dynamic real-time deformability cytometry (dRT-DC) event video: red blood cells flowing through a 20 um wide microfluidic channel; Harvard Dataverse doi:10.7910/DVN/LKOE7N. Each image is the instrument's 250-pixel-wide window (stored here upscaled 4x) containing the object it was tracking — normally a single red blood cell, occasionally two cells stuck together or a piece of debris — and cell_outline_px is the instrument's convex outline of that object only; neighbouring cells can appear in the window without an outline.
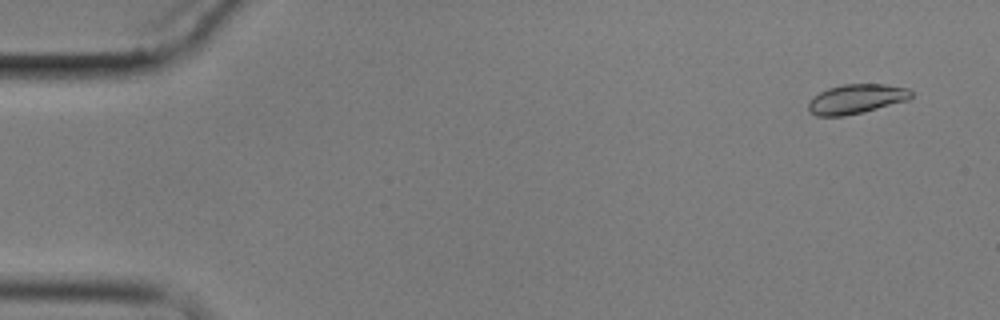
{"species": "common noctule bat (a hibernating species)", "species_latin": "Nyctalus noctula", "temperature_condition": "cold", "stored_images_in_passage": 5, "camera_frame_rate_fps": 3000, "um_per_image_px": 0.085, "animal": {"sex": "male", "body_mass_g": 17.9}, "frame": {"image": 1, "passage_image": 2, "time_ms": 1.0, "image_size_px": [1000, 320], "cell_outline_px": [[912, 96], [908, 100], [864, 112], [844, 116], [816, 116], [808, 112], [808, 104], [820, 92], [828, 88], [844, 84], [884, 84], [908, 88], [912, 92]], "centroid_in_image_um": [72.8, 8.42], "position_along_channel_um": 12.2, "area_um2": 17.63}}